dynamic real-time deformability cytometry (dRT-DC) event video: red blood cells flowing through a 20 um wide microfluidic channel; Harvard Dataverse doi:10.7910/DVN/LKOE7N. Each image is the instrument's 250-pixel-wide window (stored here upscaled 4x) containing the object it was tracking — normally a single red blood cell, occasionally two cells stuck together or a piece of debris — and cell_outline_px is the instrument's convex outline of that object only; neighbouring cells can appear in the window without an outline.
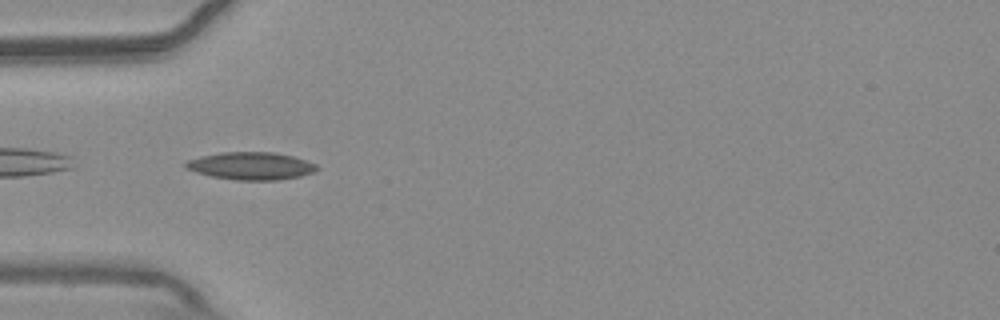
{"species": "common noctule bat (a hibernating species)", "species_latin": "Nyctalus noctula", "temperature_condition": "warm", "stored_images_in_passage": 25, "camera_frame_rate_fps": 3000, "um_per_image_px": 0.085, "animal": {"sex": "male", "body_mass_g": 20.4}, "frame": {"image": 1, "passage_image": 1, "time_ms": 0.0, "image_size_px": [1000, 320], "cell_outline_px": [[320, 168], [312, 172], [300, 176], [276, 180], [236, 180], [212, 176], [196, 172], [184, 168], [184, 164], [188, 160], [200, 156], [220, 152], [276, 152], [292, 156], [316, 164]], "centroid_in_image_um": [21.31, 14.09], "position_along_channel_um": 63.7, "area_um2": 21.04}}